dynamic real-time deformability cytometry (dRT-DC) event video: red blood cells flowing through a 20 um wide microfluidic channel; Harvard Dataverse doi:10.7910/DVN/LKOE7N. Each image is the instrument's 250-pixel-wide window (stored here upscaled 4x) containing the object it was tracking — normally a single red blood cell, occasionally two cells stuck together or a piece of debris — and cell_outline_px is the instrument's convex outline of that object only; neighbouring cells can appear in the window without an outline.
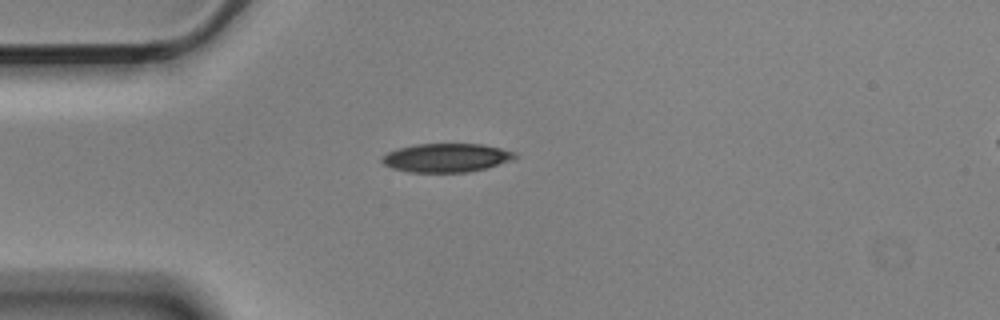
{"species": "Egyptian fruit bat (a non-hibernating species)", "species_latin": "Rousettus aegyptiacus", "temperature_condition": "cold", "stored_images_in_passage": 34, "camera_frame_rate_fps": 3000, "um_per_image_px": 0.085, "animal": {"sex": "male"}, "frame": {"image": 1, "passage_image": 1, "time_ms": 0.0, "image_size_px": [1000, 320], "cell_outline_px": [[516, 156], [508, 160], [488, 168], [468, 172], [408, 172], [392, 168], [384, 164], [380, 160], [388, 152], [400, 148], [416, 144], [480, 144], [500, 148], [516, 152]], "centroid_in_image_um": [37.92, 13.41], "position_along_channel_um": 47.1, "area_um2": 21.96}}
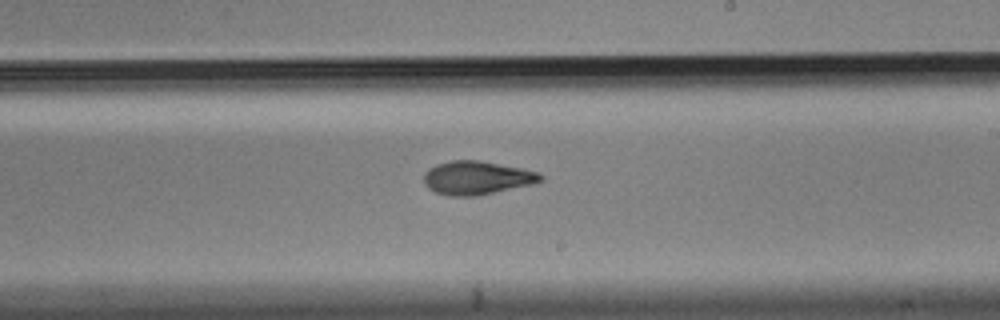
{"frame": {"image": 2, "passage_image": 19, "time_ms": 6.0, "image_size_px": [1000, 320], "cell_outline_px": [[544, 180], [532, 184], [476, 196], [448, 196], [436, 192], [428, 188], [424, 184], [424, 172], [428, 168], [436, 164], [452, 160], [480, 160], [540, 172], [544, 176]], "centroid_in_image_um": [40.52, 15.11], "position_along_channel_um": 248.5, "area_um2": 22.89}}
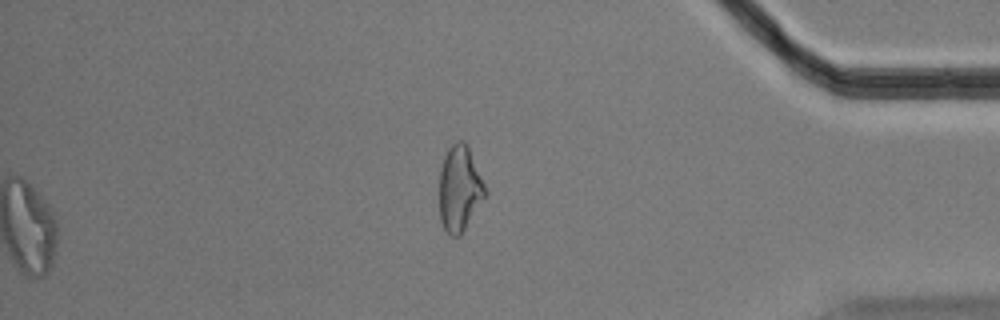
{"frame": {"image": 3, "passage_image": 34, "time_ms": 11.0, "image_size_px": [1000, 320], "cell_outline_px": [[488, 196], [460, 236], [452, 236], [444, 228], [440, 220], [440, 168], [444, 156], [448, 148], [456, 140], [464, 140], [468, 144], [488, 192]], "centroid_in_image_um": [39.1, 16.01], "position_along_channel_um": 396.1, "area_um2": 23.35}, "authors_computed_cell_mechanics": {"area_um2": 22.6576, "velocity_mm_per_s": 3.5713, "shape_relaxation_time_tau1_ms": 4.7815, "shape_relaxation_time_tau2_ms": 2.8171, "deformation_change_tau1": 0.1368, "deformation_change_tau2": 0.0803}}